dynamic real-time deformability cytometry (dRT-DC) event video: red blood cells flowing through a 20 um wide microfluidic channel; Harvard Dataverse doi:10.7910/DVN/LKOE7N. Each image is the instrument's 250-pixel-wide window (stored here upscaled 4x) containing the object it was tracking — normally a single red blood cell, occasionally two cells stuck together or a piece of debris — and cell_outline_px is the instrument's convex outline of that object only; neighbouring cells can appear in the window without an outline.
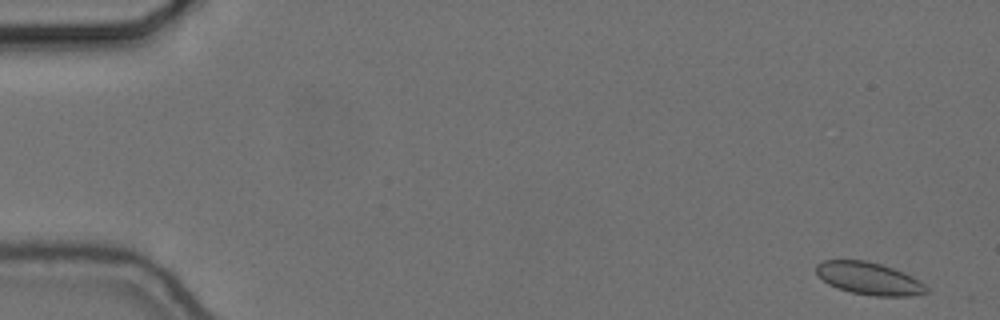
{"species": "common noctule bat (a hibernating species)", "species_latin": "Nyctalus noctula", "temperature_condition": "cold", "stored_images_in_passage": 56, "camera_frame_rate_fps": 3000, "um_per_image_px": 0.085, "animal": {"sex": "female", "body_mass_g": 24.6, "forearm_length_mm": 56.2}, "frame": {"image": 1, "passage_image": 2, "time_ms": 0.333, "image_size_px": [1000, 320], "cell_outline_px": [[928, 292], [908, 296], [872, 296], [852, 292], [836, 288], [828, 284], [816, 272], [816, 264], [824, 260], [864, 260], [880, 264], [904, 272], [920, 280], [928, 288]], "centroid_in_image_um": [73.87, 23.67], "position_along_channel_um": 11.1, "area_um2": 20.75}}
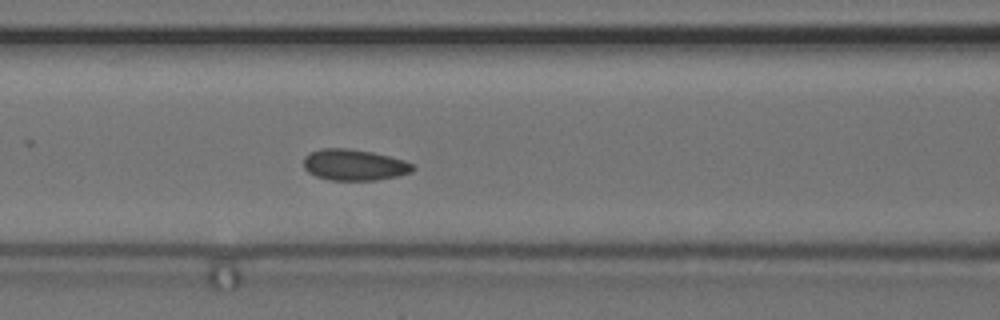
{"frame": {"image": 2, "passage_image": 24, "time_ms": 7.667, "image_size_px": [1000, 320], "cell_outline_px": [[416, 168], [412, 172], [396, 176], [376, 180], [332, 180], [316, 176], [308, 172], [304, 168], [304, 156], [308, 152], [324, 148], [348, 148], [372, 152], [404, 160], [416, 164]], "centroid_in_image_um": [30.12, 14.01], "position_along_channel_um": 136.5, "area_um2": 19.94}}
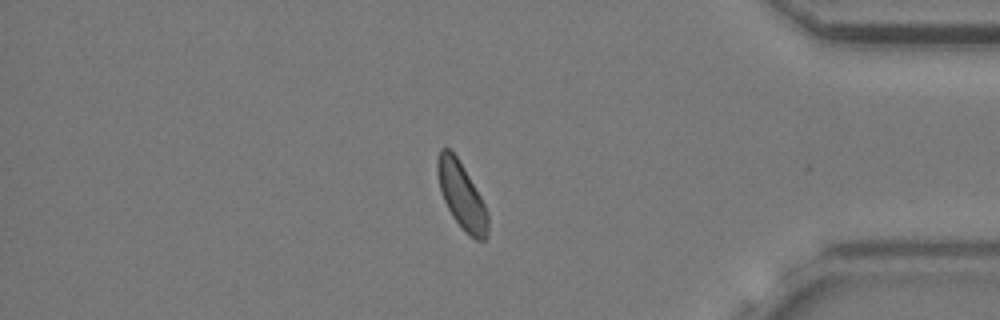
{"frame": {"image": 3, "passage_image": 48, "time_ms": 15.667, "image_size_px": [1000, 320], "cell_outline_px": [[488, 232], [484, 240], [476, 240], [464, 232], [452, 216], [444, 200], [440, 188], [436, 172], [436, 160], [440, 148], [448, 148], [456, 156], [464, 168], [480, 196], [488, 212]], "centroid_in_image_um": [39.22, 16.63], "position_along_channel_um": 396.0, "area_um2": 19.42}, "authors_computed_cell_mechanics": {"area_um2": 19.7098, "velocity_mm_per_s": 3.6218, "shape_relaxation_time_tau1_ms": null, "shape_relaxation_time_tau2_ms": 1.9017, "deformation_change_tau1": null, "deformation_change_tau2": 0.0453}}